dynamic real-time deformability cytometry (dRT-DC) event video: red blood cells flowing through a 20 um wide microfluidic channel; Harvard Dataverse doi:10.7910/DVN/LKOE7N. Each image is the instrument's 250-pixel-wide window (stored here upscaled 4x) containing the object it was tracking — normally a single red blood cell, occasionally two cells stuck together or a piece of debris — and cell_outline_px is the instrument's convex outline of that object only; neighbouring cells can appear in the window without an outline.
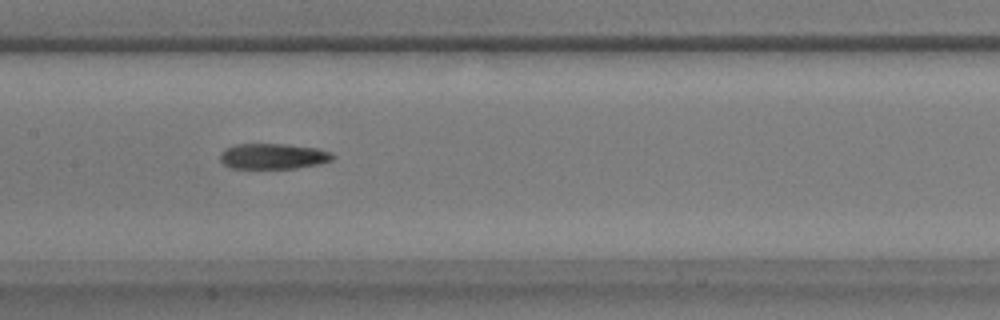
{"species": "common noctule bat (a hibernating species)", "species_latin": "Nyctalus noctula", "temperature_condition": "warm", "stored_images_in_passage": 52, "camera_frame_rate_fps": 3000, "um_per_image_px": 0.085, "animal": {"sex": "male", "body_mass_g": 17.9}, "frame": {"image": 1, "passage_image": 26, "time_ms": 8.333, "image_size_px": [1000, 320], "cell_outline_px": [[336, 156], [332, 160], [320, 164], [296, 168], [228, 168], [220, 160], [220, 152], [236, 144], [284, 144], [316, 148], [332, 152]], "centroid_in_image_um": [23.24, 13.28], "position_along_channel_um": 184.2, "area_um2": 16.82}}
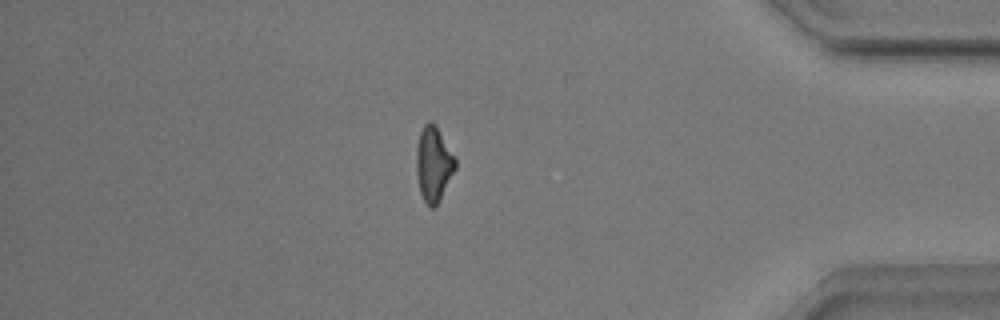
{"frame": {"image": 2, "passage_image": 45, "time_ms": 14.667, "image_size_px": [1000, 320], "cell_outline_px": [[456, 168], [436, 204], [432, 208], [424, 200], [420, 192], [416, 172], [416, 144], [420, 132], [424, 124], [428, 120], [432, 120], [436, 124], [456, 156]], "centroid_in_image_um": [36.85, 13.84], "position_along_channel_um": 398.4, "area_um2": 17.11}}
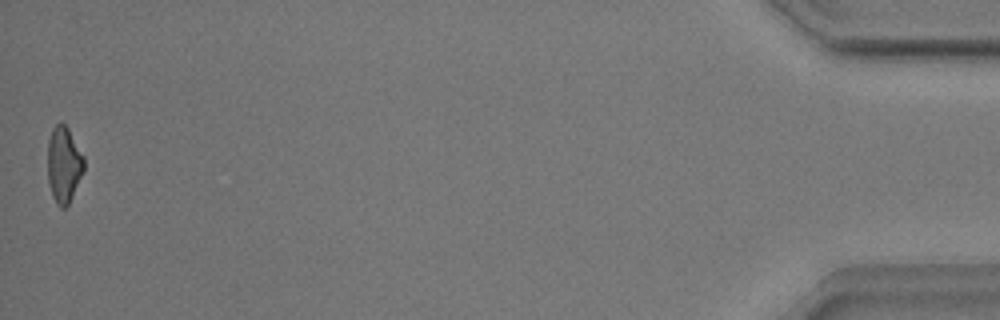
{"frame": {"image": 3, "passage_image": 52, "time_ms": 17.0, "image_size_px": [1000, 320], "cell_outline_px": [[84, 172], [68, 204], [64, 208], [60, 208], [56, 204], [52, 196], [48, 180], [48, 140], [52, 128], [56, 124], [64, 124], [68, 128], [84, 156]], "centroid_in_image_um": [5.43, 14.0], "position_along_channel_um": 429.8, "area_um2": 16.13}, "authors_computed_cell_mechanics": {"area_um2": 17.1377, "velocity_mm_per_s": 3.9074, "shape_relaxation_time_tau1_ms": null, "shape_relaxation_time_tau2_ms": 4.8998, "deformation_change_tau1": null, "deformation_change_tau2": 0.1582}}